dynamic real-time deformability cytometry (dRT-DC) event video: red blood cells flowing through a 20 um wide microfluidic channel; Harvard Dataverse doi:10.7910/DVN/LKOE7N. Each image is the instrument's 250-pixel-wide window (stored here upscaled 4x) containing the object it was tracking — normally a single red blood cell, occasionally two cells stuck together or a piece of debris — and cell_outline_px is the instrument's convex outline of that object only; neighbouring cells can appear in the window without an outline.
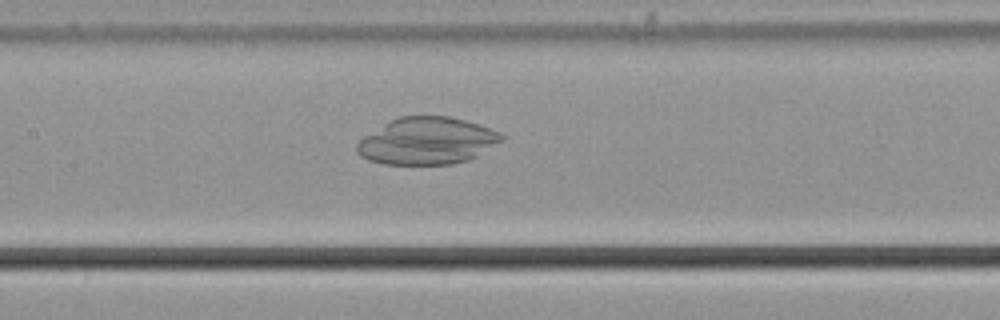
{"species": "common noctule bat (a hibernating species)", "species_latin": "Nyctalus noctula", "temperature_condition": "cold", "stored_images_in_passage": 50, "camera_frame_rate_fps": 3000, "um_per_image_px": 0.085, "animal": {"sex": "male", "body_mass_g": 21.5, "forearm_length_mm": 52.0}, "frame": {"image": 1, "passage_image": 21, "time_ms": 6.667, "image_size_px": [1000, 320], "cell_outline_px": [[504, 140], [476, 156], [468, 160], [452, 164], [384, 164], [368, 160], [360, 156], [356, 152], [356, 144], [364, 136], [384, 124], [400, 116], [448, 116], [480, 124], [500, 132], [504, 136]], "centroid_in_image_um": [36.3, 11.98], "position_along_channel_um": 171.1, "area_um2": 39.59}}
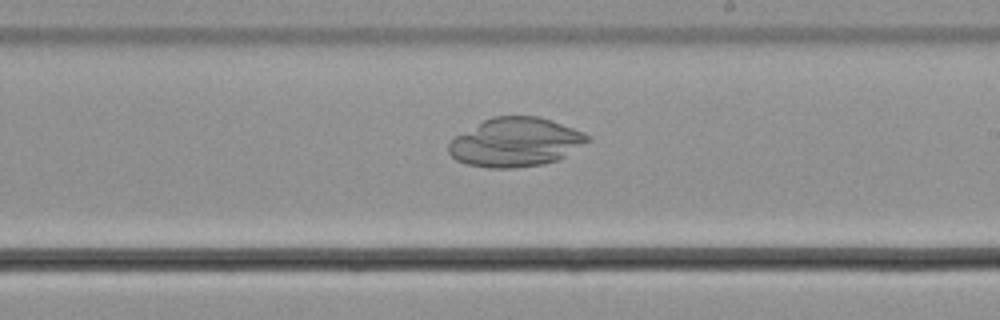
{"frame": {"image": 2, "passage_image": 27, "time_ms": 8.667, "image_size_px": [1000, 320], "cell_outline_px": [[592, 140], [564, 156], [556, 160], [544, 164], [516, 168], [488, 168], [464, 164], [456, 160], [448, 152], [448, 144], [456, 136], [484, 120], [492, 116], [540, 116], [552, 120], [584, 132], [592, 136]], "centroid_in_image_um": [43.84, 12.09], "position_along_channel_um": 245.2, "area_um2": 39.71}}
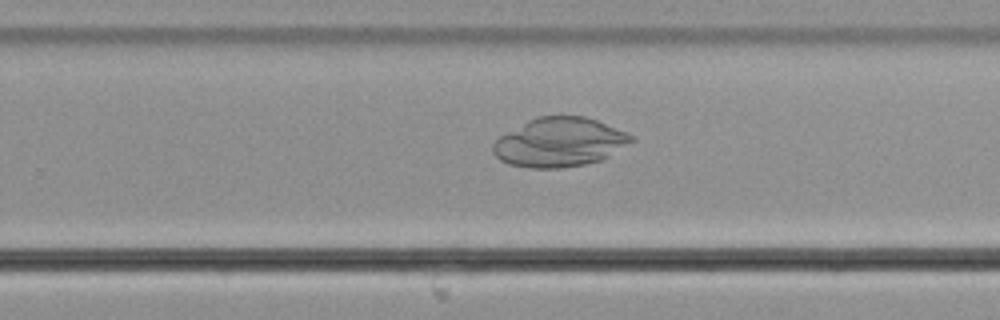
{"frame": {"image": 3, "passage_image": 30, "time_ms": 9.667, "image_size_px": [1000, 320], "cell_outline_px": [[636, 140], [608, 156], [600, 160], [584, 164], [560, 168], [528, 168], [508, 164], [500, 160], [492, 152], [492, 144], [500, 136], [528, 120], [536, 116], [584, 116], [596, 120], [636, 136]], "centroid_in_image_um": [47.55, 12.09], "position_along_channel_um": 282.2, "area_um2": 39.54}}